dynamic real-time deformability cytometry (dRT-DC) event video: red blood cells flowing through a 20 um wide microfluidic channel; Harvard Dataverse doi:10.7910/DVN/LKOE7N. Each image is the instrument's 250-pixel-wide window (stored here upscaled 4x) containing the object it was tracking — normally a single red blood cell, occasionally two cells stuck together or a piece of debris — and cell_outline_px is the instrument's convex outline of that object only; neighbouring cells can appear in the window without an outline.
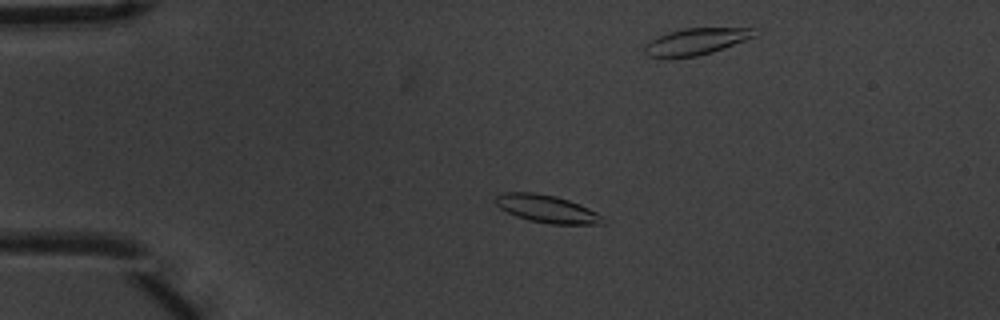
{"species": "common noctule bat (a hibernating species)", "species_latin": "Nyctalus noctula", "temperature_condition": "warm", "stored_images_in_passage": 5, "camera_frame_rate_fps": 3000, "um_per_image_px": 0.085, "animal": {"sex": "male", "body_mass_g": 20.1, "forearm_length_mm": 53.5}, "frame": {"image": 1, "passage_image": 3, "time_ms": 0.667, "image_size_px": [1000, 320], "cell_outline_px": [[608, 224], [552, 224], [528, 220], [516, 216], [500, 208], [496, 204], [496, 196], [500, 192], [536, 192], [556, 196], [580, 204], [604, 216]], "centroid_in_image_um": [46.52, 17.75], "position_along_channel_um": 38.5, "area_um2": 17.46}}